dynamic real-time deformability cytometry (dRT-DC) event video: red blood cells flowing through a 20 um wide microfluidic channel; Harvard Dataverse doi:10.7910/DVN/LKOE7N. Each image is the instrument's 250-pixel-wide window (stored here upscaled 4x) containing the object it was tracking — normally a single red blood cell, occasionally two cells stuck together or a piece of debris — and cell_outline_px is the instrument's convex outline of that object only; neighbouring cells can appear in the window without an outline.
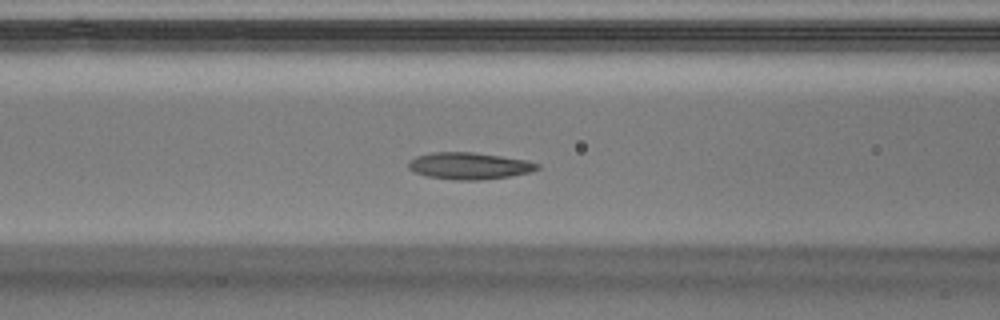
{"species": "Egyptian fruit bat (a non-hibernating species)", "species_latin": "Rousettus aegyptiacus", "temperature_condition": "warm", "stored_images_in_passage": 35, "segment_of_instrument_passage": [1, 2], "camera_frame_rate_fps": 3000, "um_per_image_px": 0.085, "animal": {"sex": "male"}, "frame": {"image": 1, "passage_image": 5, "time_ms": 1.333, "image_size_px": [1000, 320], "cell_outline_px": [[540, 168], [528, 172], [508, 176], [480, 180], [456, 180], [428, 176], [416, 172], [408, 168], [408, 160], [416, 156], [432, 152], [472, 152], [528, 160], [540, 164]], "centroid_in_image_um": [39.87, 14.09], "position_along_channel_um": 126.7, "area_um2": 20.0}}
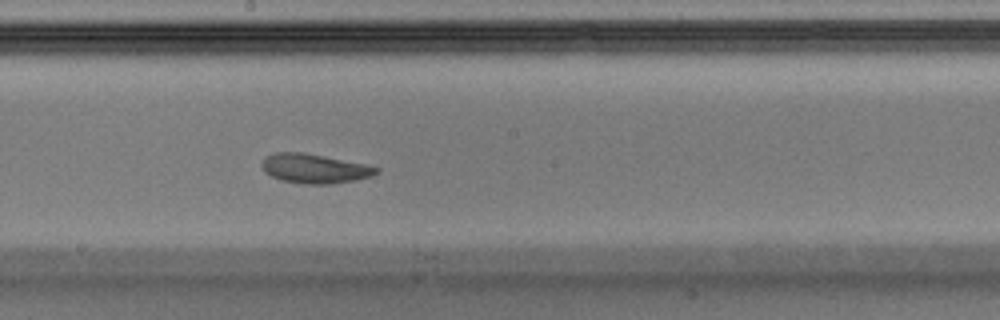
{"frame": {"image": 2, "passage_image": 12, "time_ms": 3.667, "image_size_px": [1000, 320], "cell_outline_px": [[380, 172], [372, 176], [356, 180], [332, 184], [304, 184], [280, 180], [264, 172], [260, 164], [264, 156], [276, 152], [304, 152], [364, 164], [380, 168]], "centroid_in_image_um": [26.71, 14.33], "position_along_channel_um": 221.5, "area_um2": 19.77}}
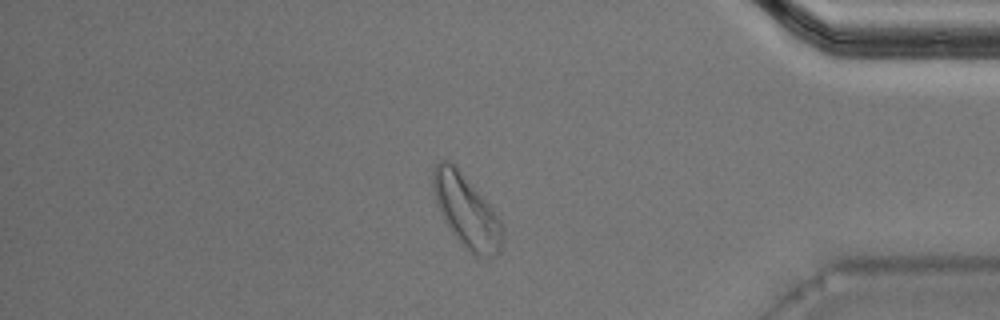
{"frame": {"image": 3, "passage_image": 27, "time_ms": 8.667, "image_size_px": [1000, 320], "cell_outline_px": [[504, 240], [500, 252], [492, 256], [472, 256], [448, 228], [436, 204], [432, 192], [432, 172], [436, 164], [440, 160], [448, 160], [456, 164], [488, 204], [500, 220], [504, 236]], "centroid_in_image_um": [39.62, 17.94], "position_along_channel_um": 395.6, "area_um2": 29.54}}